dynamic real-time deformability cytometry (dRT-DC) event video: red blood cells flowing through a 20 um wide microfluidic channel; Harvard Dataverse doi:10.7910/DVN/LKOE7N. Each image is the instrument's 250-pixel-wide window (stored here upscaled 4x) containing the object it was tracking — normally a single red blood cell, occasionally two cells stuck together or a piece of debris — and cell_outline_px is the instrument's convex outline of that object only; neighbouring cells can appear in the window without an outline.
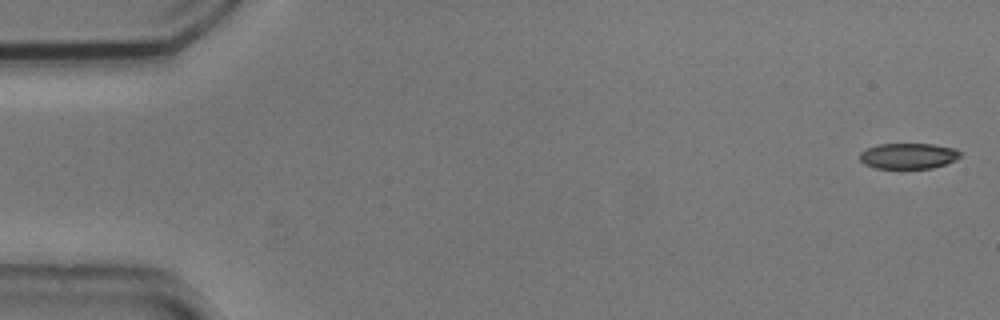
{"species": "common noctule bat (a hibernating species)", "species_latin": "Nyctalus noctula", "temperature_condition": "cold", "stored_images_in_passage": 4, "camera_frame_rate_fps": 3000, "um_per_image_px": 0.085, "animal": {"sex": "male", "body_mass_g": 20.5, "forearm_length_mm": 52.5}, "frame": {"image": 1, "passage_image": 1, "time_ms": 0.0, "image_size_px": [1000, 320], "cell_outline_px": [[960, 156], [956, 160], [932, 168], [876, 168], [864, 164], [860, 160], [860, 152], [868, 148], [880, 144], [932, 144], [956, 148], [960, 152]], "centroid_in_image_um": [77.22, 13.25], "position_along_channel_um": 7.8, "area_um2": 14.97}}